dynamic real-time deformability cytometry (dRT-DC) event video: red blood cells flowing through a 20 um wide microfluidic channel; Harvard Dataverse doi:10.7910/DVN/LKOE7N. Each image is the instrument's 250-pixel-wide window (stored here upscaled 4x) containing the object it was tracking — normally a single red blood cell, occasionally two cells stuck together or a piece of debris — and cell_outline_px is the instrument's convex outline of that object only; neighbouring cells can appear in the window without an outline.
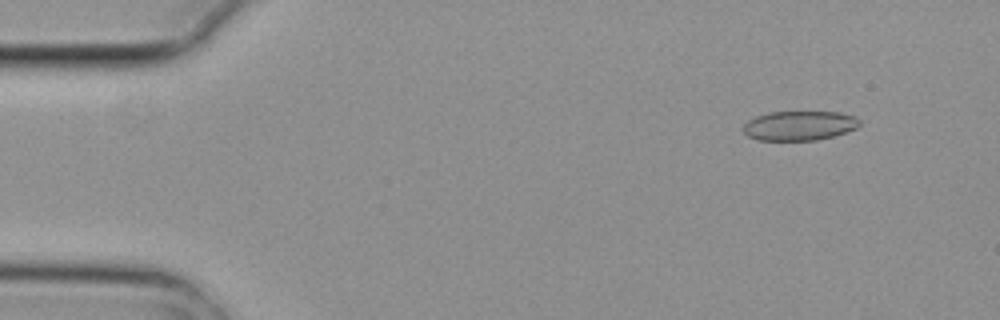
{"species": "common noctule bat (a hibernating species)", "species_latin": "Nyctalus noctula", "temperature_condition": "cold", "stored_images_in_passage": 5, "camera_frame_rate_fps": 3000, "um_per_image_px": 0.085, "animal": {"sex": "female", "body_mass_g": 29.2, "forearm_length_mm": 56.3}, "frame": {"image": 1, "passage_image": 2, "time_ms": 0.333, "image_size_px": [1000, 320], "cell_outline_px": [[860, 124], [856, 128], [832, 136], [816, 140], [756, 140], [748, 136], [740, 128], [748, 120], [756, 116], [768, 112], [840, 112], [856, 116], [860, 120]], "centroid_in_image_um": [67.91, 10.67], "position_along_channel_um": 17.1, "area_um2": 20.06}}
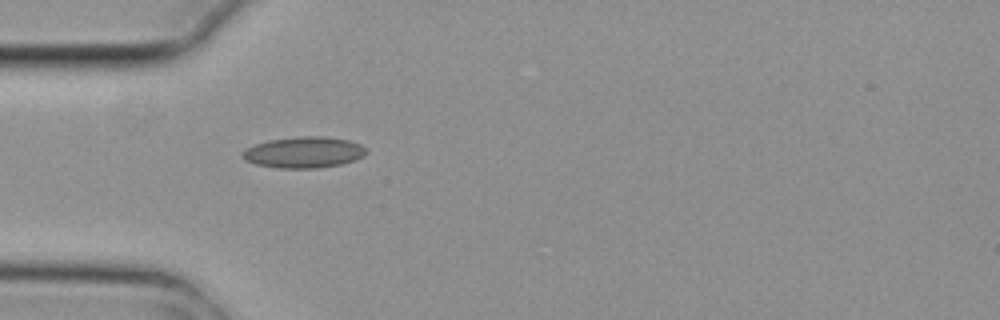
{"frame": {"image": 2, "passage_image": 5, "time_ms": 1.333, "image_size_px": [1000, 320], "cell_outline_px": [[368, 148], [364, 156], [340, 164], [316, 168], [280, 168], [256, 164], [244, 160], [240, 156], [240, 152], [256, 144], [268, 140], [296, 136], [324, 136], [348, 140], [360, 144]], "centroid_in_image_um": [25.8, 12.94], "position_along_channel_um": 59.2, "area_um2": 22.48}}